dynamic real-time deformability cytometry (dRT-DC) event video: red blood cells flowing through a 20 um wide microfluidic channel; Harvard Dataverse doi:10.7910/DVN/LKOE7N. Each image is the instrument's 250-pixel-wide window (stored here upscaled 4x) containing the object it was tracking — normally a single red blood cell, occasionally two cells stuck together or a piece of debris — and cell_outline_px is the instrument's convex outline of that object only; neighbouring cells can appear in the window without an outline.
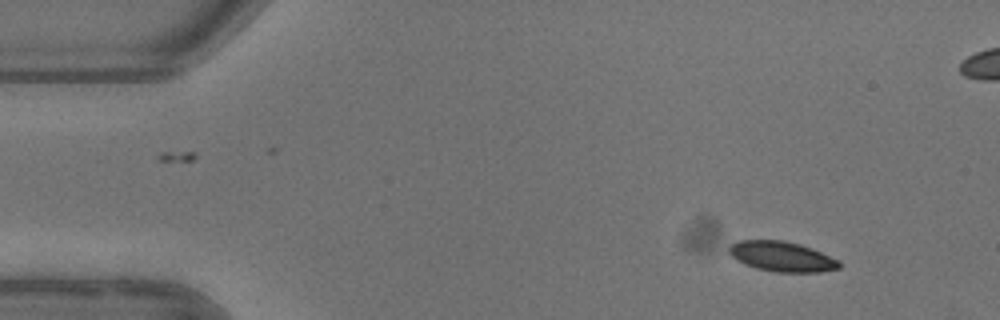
{"species": "common noctule bat (a hibernating species)", "species_latin": "Nyctalus noctula", "temperature_condition": "warm", "stored_images_in_passage": 4, "camera_frame_rate_fps": 3000, "um_per_image_px": 0.085, "animal": {"sex": "female"}, "frame": {"image": 1, "passage_image": 1, "time_ms": 0.0, "image_size_px": [1000, 320], "cell_outline_px": [[840, 268], [820, 272], [776, 272], [756, 268], [744, 264], [736, 260], [728, 252], [728, 248], [732, 244], [740, 240], [784, 240], [800, 244], [812, 248], [840, 260]], "centroid_in_image_um": [66.47, 21.8], "position_along_channel_um": 18.5, "area_um2": 19.42}}